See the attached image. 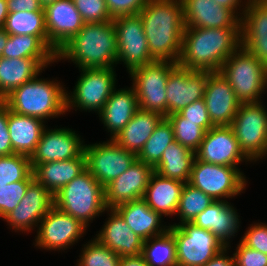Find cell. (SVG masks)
Instances as JSON below:
<instances>
[{"label": "cell", "mask_w": 267, "mask_h": 266, "mask_svg": "<svg viewBox=\"0 0 267 266\" xmlns=\"http://www.w3.org/2000/svg\"><path fill=\"white\" fill-rule=\"evenodd\" d=\"M139 15L151 57L177 63L185 29L181 0H148Z\"/></svg>", "instance_id": "1"}, {"label": "cell", "mask_w": 267, "mask_h": 266, "mask_svg": "<svg viewBox=\"0 0 267 266\" xmlns=\"http://www.w3.org/2000/svg\"><path fill=\"white\" fill-rule=\"evenodd\" d=\"M240 46V28L185 27L177 65L190 70L219 72Z\"/></svg>", "instance_id": "2"}, {"label": "cell", "mask_w": 267, "mask_h": 266, "mask_svg": "<svg viewBox=\"0 0 267 266\" xmlns=\"http://www.w3.org/2000/svg\"><path fill=\"white\" fill-rule=\"evenodd\" d=\"M118 44L113 20L85 23L57 52L56 60H71L78 69L114 68Z\"/></svg>", "instance_id": "3"}, {"label": "cell", "mask_w": 267, "mask_h": 266, "mask_svg": "<svg viewBox=\"0 0 267 266\" xmlns=\"http://www.w3.org/2000/svg\"><path fill=\"white\" fill-rule=\"evenodd\" d=\"M38 76L12 90L1 101L15 113L46 122L66 113V88L56 79Z\"/></svg>", "instance_id": "4"}, {"label": "cell", "mask_w": 267, "mask_h": 266, "mask_svg": "<svg viewBox=\"0 0 267 266\" xmlns=\"http://www.w3.org/2000/svg\"><path fill=\"white\" fill-rule=\"evenodd\" d=\"M54 197V206L78 219L87 228L93 219L107 211L104 187L85 170L61 188Z\"/></svg>", "instance_id": "5"}, {"label": "cell", "mask_w": 267, "mask_h": 266, "mask_svg": "<svg viewBox=\"0 0 267 266\" xmlns=\"http://www.w3.org/2000/svg\"><path fill=\"white\" fill-rule=\"evenodd\" d=\"M220 72L240 103L262 101L261 95L267 88V67L242 46L226 59Z\"/></svg>", "instance_id": "6"}, {"label": "cell", "mask_w": 267, "mask_h": 266, "mask_svg": "<svg viewBox=\"0 0 267 266\" xmlns=\"http://www.w3.org/2000/svg\"><path fill=\"white\" fill-rule=\"evenodd\" d=\"M114 70L115 68L79 69L81 76L75 83L73 92L70 94L66 91V112L76 108L99 113L116 88Z\"/></svg>", "instance_id": "7"}, {"label": "cell", "mask_w": 267, "mask_h": 266, "mask_svg": "<svg viewBox=\"0 0 267 266\" xmlns=\"http://www.w3.org/2000/svg\"><path fill=\"white\" fill-rule=\"evenodd\" d=\"M262 103H240L231 124L241 151L251 162L267 155V110Z\"/></svg>", "instance_id": "8"}, {"label": "cell", "mask_w": 267, "mask_h": 266, "mask_svg": "<svg viewBox=\"0 0 267 266\" xmlns=\"http://www.w3.org/2000/svg\"><path fill=\"white\" fill-rule=\"evenodd\" d=\"M246 177L239 168L215 165L195 158L188 183L214 201L232 199L246 190ZM225 199V200H224Z\"/></svg>", "instance_id": "9"}, {"label": "cell", "mask_w": 267, "mask_h": 266, "mask_svg": "<svg viewBox=\"0 0 267 266\" xmlns=\"http://www.w3.org/2000/svg\"><path fill=\"white\" fill-rule=\"evenodd\" d=\"M177 66L176 62L154 61L133 69L132 86L136 91L139 109L154 111L167 117L166 83L169 73Z\"/></svg>", "instance_id": "10"}, {"label": "cell", "mask_w": 267, "mask_h": 266, "mask_svg": "<svg viewBox=\"0 0 267 266\" xmlns=\"http://www.w3.org/2000/svg\"><path fill=\"white\" fill-rule=\"evenodd\" d=\"M175 238L177 266H203L225 246L209 230L193 223L169 224Z\"/></svg>", "instance_id": "11"}, {"label": "cell", "mask_w": 267, "mask_h": 266, "mask_svg": "<svg viewBox=\"0 0 267 266\" xmlns=\"http://www.w3.org/2000/svg\"><path fill=\"white\" fill-rule=\"evenodd\" d=\"M86 170L105 187L135 162L137 156L119 146L113 139L85 144Z\"/></svg>", "instance_id": "12"}, {"label": "cell", "mask_w": 267, "mask_h": 266, "mask_svg": "<svg viewBox=\"0 0 267 266\" xmlns=\"http://www.w3.org/2000/svg\"><path fill=\"white\" fill-rule=\"evenodd\" d=\"M118 44L117 64L122 63L128 73L133 69L153 63L139 14L113 19Z\"/></svg>", "instance_id": "13"}, {"label": "cell", "mask_w": 267, "mask_h": 266, "mask_svg": "<svg viewBox=\"0 0 267 266\" xmlns=\"http://www.w3.org/2000/svg\"><path fill=\"white\" fill-rule=\"evenodd\" d=\"M38 225L34 245L50 251H64L70 248L84 236L87 230V227L78 219L55 206L48 211Z\"/></svg>", "instance_id": "14"}, {"label": "cell", "mask_w": 267, "mask_h": 266, "mask_svg": "<svg viewBox=\"0 0 267 266\" xmlns=\"http://www.w3.org/2000/svg\"><path fill=\"white\" fill-rule=\"evenodd\" d=\"M195 157L199 161L236 167L251 162L241 151L231 126H214L206 131Z\"/></svg>", "instance_id": "15"}, {"label": "cell", "mask_w": 267, "mask_h": 266, "mask_svg": "<svg viewBox=\"0 0 267 266\" xmlns=\"http://www.w3.org/2000/svg\"><path fill=\"white\" fill-rule=\"evenodd\" d=\"M54 206L53 195L35 179L28 185L20 203L3 220L15 232H30Z\"/></svg>", "instance_id": "16"}, {"label": "cell", "mask_w": 267, "mask_h": 266, "mask_svg": "<svg viewBox=\"0 0 267 266\" xmlns=\"http://www.w3.org/2000/svg\"><path fill=\"white\" fill-rule=\"evenodd\" d=\"M210 71L190 70L176 66L166 83L167 116L178 113L187 105L203 99Z\"/></svg>", "instance_id": "17"}, {"label": "cell", "mask_w": 267, "mask_h": 266, "mask_svg": "<svg viewBox=\"0 0 267 266\" xmlns=\"http://www.w3.org/2000/svg\"><path fill=\"white\" fill-rule=\"evenodd\" d=\"M84 146V140L75 130L65 127H55L54 129H47L46 127L30 157V164H42L79 157L84 152Z\"/></svg>", "instance_id": "18"}, {"label": "cell", "mask_w": 267, "mask_h": 266, "mask_svg": "<svg viewBox=\"0 0 267 266\" xmlns=\"http://www.w3.org/2000/svg\"><path fill=\"white\" fill-rule=\"evenodd\" d=\"M49 49L58 50L75 36L85 24L73 0H57L44 8Z\"/></svg>", "instance_id": "19"}, {"label": "cell", "mask_w": 267, "mask_h": 266, "mask_svg": "<svg viewBox=\"0 0 267 266\" xmlns=\"http://www.w3.org/2000/svg\"><path fill=\"white\" fill-rule=\"evenodd\" d=\"M154 168L138 159L119 177L104 187L107 209L143 198Z\"/></svg>", "instance_id": "20"}, {"label": "cell", "mask_w": 267, "mask_h": 266, "mask_svg": "<svg viewBox=\"0 0 267 266\" xmlns=\"http://www.w3.org/2000/svg\"><path fill=\"white\" fill-rule=\"evenodd\" d=\"M203 99L214 126H231L240 102L220 71L209 74Z\"/></svg>", "instance_id": "21"}, {"label": "cell", "mask_w": 267, "mask_h": 266, "mask_svg": "<svg viewBox=\"0 0 267 266\" xmlns=\"http://www.w3.org/2000/svg\"><path fill=\"white\" fill-rule=\"evenodd\" d=\"M240 34L241 46L267 67V0H249Z\"/></svg>", "instance_id": "22"}, {"label": "cell", "mask_w": 267, "mask_h": 266, "mask_svg": "<svg viewBox=\"0 0 267 266\" xmlns=\"http://www.w3.org/2000/svg\"><path fill=\"white\" fill-rule=\"evenodd\" d=\"M185 27L240 28V19L213 0H181Z\"/></svg>", "instance_id": "23"}, {"label": "cell", "mask_w": 267, "mask_h": 266, "mask_svg": "<svg viewBox=\"0 0 267 266\" xmlns=\"http://www.w3.org/2000/svg\"><path fill=\"white\" fill-rule=\"evenodd\" d=\"M109 217L95 237L120 257L142 254L144 240L128 227L115 209H107Z\"/></svg>", "instance_id": "24"}, {"label": "cell", "mask_w": 267, "mask_h": 266, "mask_svg": "<svg viewBox=\"0 0 267 266\" xmlns=\"http://www.w3.org/2000/svg\"><path fill=\"white\" fill-rule=\"evenodd\" d=\"M138 99L134 87L114 89L98 113L100 121L110 132V139L116 137L138 111Z\"/></svg>", "instance_id": "25"}, {"label": "cell", "mask_w": 267, "mask_h": 266, "mask_svg": "<svg viewBox=\"0 0 267 266\" xmlns=\"http://www.w3.org/2000/svg\"><path fill=\"white\" fill-rule=\"evenodd\" d=\"M236 211L228 201H214L192 223L211 231L225 247H229L230 238L236 236L241 223Z\"/></svg>", "instance_id": "26"}, {"label": "cell", "mask_w": 267, "mask_h": 266, "mask_svg": "<svg viewBox=\"0 0 267 266\" xmlns=\"http://www.w3.org/2000/svg\"><path fill=\"white\" fill-rule=\"evenodd\" d=\"M115 210L144 241L162 235L169 229V226L162 224V216L151 209L143 198L121 204Z\"/></svg>", "instance_id": "27"}, {"label": "cell", "mask_w": 267, "mask_h": 266, "mask_svg": "<svg viewBox=\"0 0 267 266\" xmlns=\"http://www.w3.org/2000/svg\"><path fill=\"white\" fill-rule=\"evenodd\" d=\"M34 179L43 185L52 195L86 170L84 152L76 158L31 164Z\"/></svg>", "instance_id": "28"}, {"label": "cell", "mask_w": 267, "mask_h": 266, "mask_svg": "<svg viewBox=\"0 0 267 266\" xmlns=\"http://www.w3.org/2000/svg\"><path fill=\"white\" fill-rule=\"evenodd\" d=\"M184 185L185 183L181 181L163 177L154 171L143 199L151 209L162 217L174 216Z\"/></svg>", "instance_id": "29"}, {"label": "cell", "mask_w": 267, "mask_h": 266, "mask_svg": "<svg viewBox=\"0 0 267 266\" xmlns=\"http://www.w3.org/2000/svg\"><path fill=\"white\" fill-rule=\"evenodd\" d=\"M44 123L41 119L21 115L8 108V130L15 154L31 157L46 128Z\"/></svg>", "instance_id": "30"}, {"label": "cell", "mask_w": 267, "mask_h": 266, "mask_svg": "<svg viewBox=\"0 0 267 266\" xmlns=\"http://www.w3.org/2000/svg\"><path fill=\"white\" fill-rule=\"evenodd\" d=\"M163 118L160 113L138 109L129 123L113 140L137 156Z\"/></svg>", "instance_id": "31"}, {"label": "cell", "mask_w": 267, "mask_h": 266, "mask_svg": "<svg viewBox=\"0 0 267 266\" xmlns=\"http://www.w3.org/2000/svg\"><path fill=\"white\" fill-rule=\"evenodd\" d=\"M45 68L33 58L0 57V100L12 90L34 79Z\"/></svg>", "instance_id": "32"}, {"label": "cell", "mask_w": 267, "mask_h": 266, "mask_svg": "<svg viewBox=\"0 0 267 266\" xmlns=\"http://www.w3.org/2000/svg\"><path fill=\"white\" fill-rule=\"evenodd\" d=\"M195 158L194 152L174 140L162 153L154 171L163 177L187 183Z\"/></svg>", "instance_id": "33"}, {"label": "cell", "mask_w": 267, "mask_h": 266, "mask_svg": "<svg viewBox=\"0 0 267 266\" xmlns=\"http://www.w3.org/2000/svg\"><path fill=\"white\" fill-rule=\"evenodd\" d=\"M5 58H33L44 68L56 60V55L37 37L28 34L10 35L2 52Z\"/></svg>", "instance_id": "34"}, {"label": "cell", "mask_w": 267, "mask_h": 266, "mask_svg": "<svg viewBox=\"0 0 267 266\" xmlns=\"http://www.w3.org/2000/svg\"><path fill=\"white\" fill-rule=\"evenodd\" d=\"M3 28L10 35L37 36L49 48L44 8L32 12L9 13Z\"/></svg>", "instance_id": "35"}, {"label": "cell", "mask_w": 267, "mask_h": 266, "mask_svg": "<svg viewBox=\"0 0 267 266\" xmlns=\"http://www.w3.org/2000/svg\"><path fill=\"white\" fill-rule=\"evenodd\" d=\"M142 255L149 266H177L173 234L167 230L162 235L145 240Z\"/></svg>", "instance_id": "36"}, {"label": "cell", "mask_w": 267, "mask_h": 266, "mask_svg": "<svg viewBox=\"0 0 267 266\" xmlns=\"http://www.w3.org/2000/svg\"><path fill=\"white\" fill-rule=\"evenodd\" d=\"M174 140L172 124L164 117L155 127L151 137L144 144L137 155V159L154 168L160 162L164 150Z\"/></svg>", "instance_id": "37"}, {"label": "cell", "mask_w": 267, "mask_h": 266, "mask_svg": "<svg viewBox=\"0 0 267 266\" xmlns=\"http://www.w3.org/2000/svg\"><path fill=\"white\" fill-rule=\"evenodd\" d=\"M213 202L214 200L200 189L192 186L188 182L185 183L175 214V216L178 215L180 217V222L173 225L192 223L197 215Z\"/></svg>", "instance_id": "38"}, {"label": "cell", "mask_w": 267, "mask_h": 266, "mask_svg": "<svg viewBox=\"0 0 267 266\" xmlns=\"http://www.w3.org/2000/svg\"><path fill=\"white\" fill-rule=\"evenodd\" d=\"M33 180L30 157L15 153L0 156V185Z\"/></svg>", "instance_id": "39"}, {"label": "cell", "mask_w": 267, "mask_h": 266, "mask_svg": "<svg viewBox=\"0 0 267 266\" xmlns=\"http://www.w3.org/2000/svg\"><path fill=\"white\" fill-rule=\"evenodd\" d=\"M166 118L172 124L174 139L195 153L206 133L199 126V122L185 121V118L179 113L170 114Z\"/></svg>", "instance_id": "40"}, {"label": "cell", "mask_w": 267, "mask_h": 266, "mask_svg": "<svg viewBox=\"0 0 267 266\" xmlns=\"http://www.w3.org/2000/svg\"><path fill=\"white\" fill-rule=\"evenodd\" d=\"M83 246L77 266H120V256L95 237Z\"/></svg>", "instance_id": "41"}, {"label": "cell", "mask_w": 267, "mask_h": 266, "mask_svg": "<svg viewBox=\"0 0 267 266\" xmlns=\"http://www.w3.org/2000/svg\"><path fill=\"white\" fill-rule=\"evenodd\" d=\"M32 181H17L0 185V219H3L20 203Z\"/></svg>", "instance_id": "42"}, {"label": "cell", "mask_w": 267, "mask_h": 266, "mask_svg": "<svg viewBox=\"0 0 267 266\" xmlns=\"http://www.w3.org/2000/svg\"><path fill=\"white\" fill-rule=\"evenodd\" d=\"M85 23L112 21L105 0H73Z\"/></svg>", "instance_id": "43"}, {"label": "cell", "mask_w": 267, "mask_h": 266, "mask_svg": "<svg viewBox=\"0 0 267 266\" xmlns=\"http://www.w3.org/2000/svg\"><path fill=\"white\" fill-rule=\"evenodd\" d=\"M241 242L252 249L267 254V224L266 223H254L248 227L245 231Z\"/></svg>", "instance_id": "44"}, {"label": "cell", "mask_w": 267, "mask_h": 266, "mask_svg": "<svg viewBox=\"0 0 267 266\" xmlns=\"http://www.w3.org/2000/svg\"><path fill=\"white\" fill-rule=\"evenodd\" d=\"M178 113L185 118V121L199 122V126L205 131L214 127L210 120L204 99L187 105Z\"/></svg>", "instance_id": "45"}, {"label": "cell", "mask_w": 267, "mask_h": 266, "mask_svg": "<svg viewBox=\"0 0 267 266\" xmlns=\"http://www.w3.org/2000/svg\"><path fill=\"white\" fill-rule=\"evenodd\" d=\"M232 254L235 266H267V254L245 246L241 241Z\"/></svg>", "instance_id": "46"}, {"label": "cell", "mask_w": 267, "mask_h": 266, "mask_svg": "<svg viewBox=\"0 0 267 266\" xmlns=\"http://www.w3.org/2000/svg\"><path fill=\"white\" fill-rule=\"evenodd\" d=\"M112 19L120 16L135 15L144 8L148 0H105Z\"/></svg>", "instance_id": "47"}, {"label": "cell", "mask_w": 267, "mask_h": 266, "mask_svg": "<svg viewBox=\"0 0 267 266\" xmlns=\"http://www.w3.org/2000/svg\"><path fill=\"white\" fill-rule=\"evenodd\" d=\"M14 154L9 130H8V107L0 100V156Z\"/></svg>", "instance_id": "48"}, {"label": "cell", "mask_w": 267, "mask_h": 266, "mask_svg": "<svg viewBox=\"0 0 267 266\" xmlns=\"http://www.w3.org/2000/svg\"><path fill=\"white\" fill-rule=\"evenodd\" d=\"M7 8L9 13H12L21 11H38L42 7L39 0H7Z\"/></svg>", "instance_id": "49"}, {"label": "cell", "mask_w": 267, "mask_h": 266, "mask_svg": "<svg viewBox=\"0 0 267 266\" xmlns=\"http://www.w3.org/2000/svg\"><path fill=\"white\" fill-rule=\"evenodd\" d=\"M229 250V247L223 248L203 266H235L234 256H227Z\"/></svg>", "instance_id": "50"}, {"label": "cell", "mask_w": 267, "mask_h": 266, "mask_svg": "<svg viewBox=\"0 0 267 266\" xmlns=\"http://www.w3.org/2000/svg\"><path fill=\"white\" fill-rule=\"evenodd\" d=\"M213 1L216 2L220 6L230 9L239 19H241L242 15L244 14V11L246 10L248 2H249V0H244V2L243 0H213ZM239 9H241V11Z\"/></svg>", "instance_id": "51"}, {"label": "cell", "mask_w": 267, "mask_h": 266, "mask_svg": "<svg viewBox=\"0 0 267 266\" xmlns=\"http://www.w3.org/2000/svg\"><path fill=\"white\" fill-rule=\"evenodd\" d=\"M120 266H149L142 254L120 257Z\"/></svg>", "instance_id": "52"}, {"label": "cell", "mask_w": 267, "mask_h": 266, "mask_svg": "<svg viewBox=\"0 0 267 266\" xmlns=\"http://www.w3.org/2000/svg\"><path fill=\"white\" fill-rule=\"evenodd\" d=\"M8 14L7 0H0V28L4 27Z\"/></svg>", "instance_id": "53"}, {"label": "cell", "mask_w": 267, "mask_h": 266, "mask_svg": "<svg viewBox=\"0 0 267 266\" xmlns=\"http://www.w3.org/2000/svg\"><path fill=\"white\" fill-rule=\"evenodd\" d=\"M8 38L9 33L5 31L3 27L0 28V57H2V52L7 44Z\"/></svg>", "instance_id": "54"}, {"label": "cell", "mask_w": 267, "mask_h": 266, "mask_svg": "<svg viewBox=\"0 0 267 266\" xmlns=\"http://www.w3.org/2000/svg\"><path fill=\"white\" fill-rule=\"evenodd\" d=\"M56 1L57 0H39V3H40L42 8H45L46 6L53 4Z\"/></svg>", "instance_id": "55"}]
</instances>
